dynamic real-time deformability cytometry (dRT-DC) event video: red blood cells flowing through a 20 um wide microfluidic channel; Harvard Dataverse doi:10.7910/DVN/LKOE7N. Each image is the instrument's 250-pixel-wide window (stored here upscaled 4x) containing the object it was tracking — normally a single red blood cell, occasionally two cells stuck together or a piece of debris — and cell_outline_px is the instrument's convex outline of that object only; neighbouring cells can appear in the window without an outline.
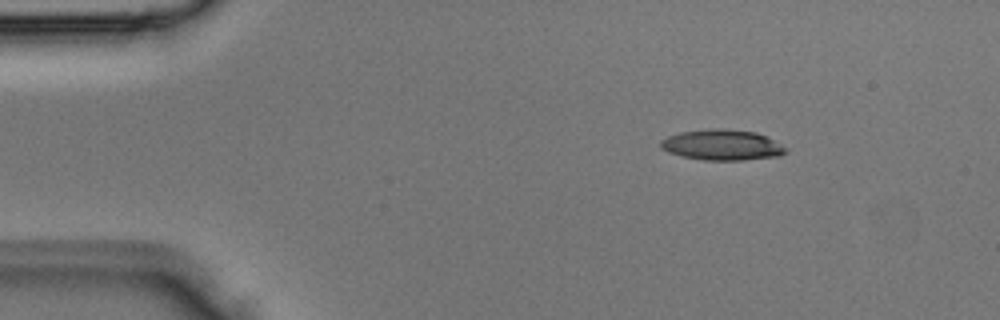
{"species": "Egyptian fruit bat (a non-hibernating species)", "species_latin": "Rousettus aegyptiacus", "temperature_condition": "room temperature", "stored_images_in_passage": 3, "camera_frame_rate_fps": 3000, "um_per_image_px": 0.085, "animal": {"sex": "male"}, "frame": {"image": 1, "passage_image": 1, "time_ms": 0.0, "image_size_px": [1000, 320], "cell_outline_px": [[788, 152], [780, 156], [744, 160], [704, 160], [680, 156], [668, 152], [660, 148], [660, 140], [668, 136], [680, 132], [712, 128], [724, 128], [756, 132], [768, 136], [788, 148]], "centroid_in_image_um": [61.41, 12.32], "position_along_channel_um": 23.6, "area_um2": 22.72}}
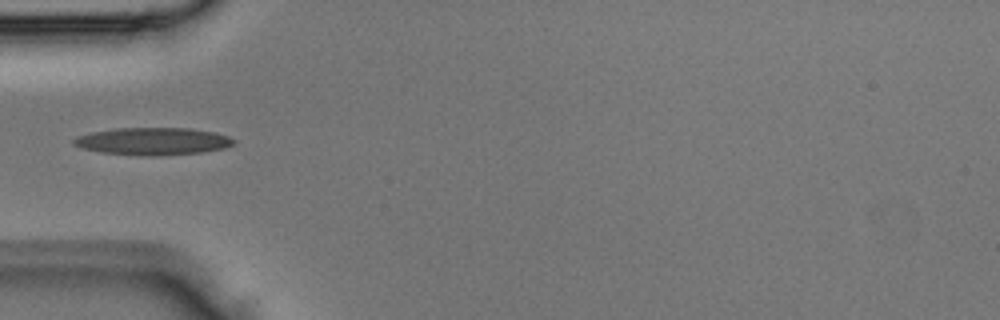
{"frame": {"image": 2, "passage_image": 3, "time_ms": 0.667, "image_size_px": [1000, 320], "cell_outline_px": [[236, 140], [232, 144], [224, 148], [200, 152], [160, 156], [148, 156], [100, 152], [84, 148], [72, 144], [72, 140], [76, 136], [92, 132], [116, 128], [188, 128], [216, 132], [228, 136]], "centroid_in_image_um": [12.99, 12.0], "position_along_channel_um": 72.0, "area_um2": 25.49}}